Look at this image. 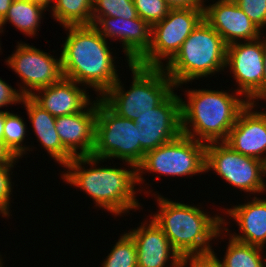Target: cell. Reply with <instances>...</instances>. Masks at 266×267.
<instances>
[{
	"label": "cell",
	"instance_id": "cell-1",
	"mask_svg": "<svg viewBox=\"0 0 266 267\" xmlns=\"http://www.w3.org/2000/svg\"><path fill=\"white\" fill-rule=\"evenodd\" d=\"M106 162V159L97 158L92 155L74 157L64 168L61 178L78 187L88 194L93 200L96 208H103L115 216L129 213V210L142 209L135 196L137 190L136 168L96 167L97 164ZM88 164V165H87ZM83 165V166H82ZM85 165L90 167L85 169ZM137 190V191H136Z\"/></svg>",
	"mask_w": 266,
	"mask_h": 267
},
{
	"label": "cell",
	"instance_id": "cell-2",
	"mask_svg": "<svg viewBox=\"0 0 266 267\" xmlns=\"http://www.w3.org/2000/svg\"><path fill=\"white\" fill-rule=\"evenodd\" d=\"M64 28L68 33L60 53L63 77L92 88L101 97L119 79L110 42L93 25Z\"/></svg>",
	"mask_w": 266,
	"mask_h": 267
},
{
	"label": "cell",
	"instance_id": "cell-3",
	"mask_svg": "<svg viewBox=\"0 0 266 267\" xmlns=\"http://www.w3.org/2000/svg\"><path fill=\"white\" fill-rule=\"evenodd\" d=\"M157 194L154 196L159 210L149 217L162 229L181 258L211 256L214 248L212 249L210 242L221 235L222 239L223 234L231 232L226 227L230 221L221 214L211 216L208 214L210 211L205 213L201 207L174 202Z\"/></svg>",
	"mask_w": 266,
	"mask_h": 267
},
{
	"label": "cell",
	"instance_id": "cell-4",
	"mask_svg": "<svg viewBox=\"0 0 266 267\" xmlns=\"http://www.w3.org/2000/svg\"><path fill=\"white\" fill-rule=\"evenodd\" d=\"M185 92L187 98H181L182 134L205 144L225 141L240 111L248 104L235 90L231 94L206 88Z\"/></svg>",
	"mask_w": 266,
	"mask_h": 267
},
{
	"label": "cell",
	"instance_id": "cell-5",
	"mask_svg": "<svg viewBox=\"0 0 266 267\" xmlns=\"http://www.w3.org/2000/svg\"><path fill=\"white\" fill-rule=\"evenodd\" d=\"M226 49L219 33L203 19L163 69L177 90L184 83L224 72Z\"/></svg>",
	"mask_w": 266,
	"mask_h": 267
},
{
	"label": "cell",
	"instance_id": "cell-6",
	"mask_svg": "<svg viewBox=\"0 0 266 267\" xmlns=\"http://www.w3.org/2000/svg\"><path fill=\"white\" fill-rule=\"evenodd\" d=\"M132 71V84L125 90L117 82L99 97L114 113L135 121L141 113L156 108L176 87L163 68L128 64Z\"/></svg>",
	"mask_w": 266,
	"mask_h": 267
},
{
	"label": "cell",
	"instance_id": "cell-7",
	"mask_svg": "<svg viewBox=\"0 0 266 267\" xmlns=\"http://www.w3.org/2000/svg\"><path fill=\"white\" fill-rule=\"evenodd\" d=\"M206 144L180 134L177 138L144 154L136 167L137 185L143 184V173L161 176H190L206 173Z\"/></svg>",
	"mask_w": 266,
	"mask_h": 267
},
{
	"label": "cell",
	"instance_id": "cell-8",
	"mask_svg": "<svg viewBox=\"0 0 266 267\" xmlns=\"http://www.w3.org/2000/svg\"><path fill=\"white\" fill-rule=\"evenodd\" d=\"M92 156L106 160L118 158L130 169L140 164L139 130L135 121L118 116L99 97Z\"/></svg>",
	"mask_w": 266,
	"mask_h": 267
},
{
	"label": "cell",
	"instance_id": "cell-9",
	"mask_svg": "<svg viewBox=\"0 0 266 267\" xmlns=\"http://www.w3.org/2000/svg\"><path fill=\"white\" fill-rule=\"evenodd\" d=\"M205 170L207 173L214 171L229 185L249 196L266 192L263 178H266V163L236 152L224 141L206 144Z\"/></svg>",
	"mask_w": 266,
	"mask_h": 267
},
{
	"label": "cell",
	"instance_id": "cell-10",
	"mask_svg": "<svg viewBox=\"0 0 266 267\" xmlns=\"http://www.w3.org/2000/svg\"><path fill=\"white\" fill-rule=\"evenodd\" d=\"M204 19V10L170 9L168 15L152 26L151 45L136 62L144 67L163 68L180 50L183 42Z\"/></svg>",
	"mask_w": 266,
	"mask_h": 267
},
{
	"label": "cell",
	"instance_id": "cell-11",
	"mask_svg": "<svg viewBox=\"0 0 266 267\" xmlns=\"http://www.w3.org/2000/svg\"><path fill=\"white\" fill-rule=\"evenodd\" d=\"M56 57L25 42L17 43L16 50L7 58L6 65L21 79L22 85L18 86L24 97H30L38 89L63 78L61 54L59 58Z\"/></svg>",
	"mask_w": 266,
	"mask_h": 267
},
{
	"label": "cell",
	"instance_id": "cell-12",
	"mask_svg": "<svg viewBox=\"0 0 266 267\" xmlns=\"http://www.w3.org/2000/svg\"><path fill=\"white\" fill-rule=\"evenodd\" d=\"M263 36L253 41L236 42L227 45L226 66L237 84L240 93L251 104L262 100L264 75Z\"/></svg>",
	"mask_w": 266,
	"mask_h": 267
},
{
	"label": "cell",
	"instance_id": "cell-13",
	"mask_svg": "<svg viewBox=\"0 0 266 267\" xmlns=\"http://www.w3.org/2000/svg\"><path fill=\"white\" fill-rule=\"evenodd\" d=\"M173 90L156 108L135 120L139 130L140 163L144 154L182 134L181 95Z\"/></svg>",
	"mask_w": 266,
	"mask_h": 267
},
{
	"label": "cell",
	"instance_id": "cell-14",
	"mask_svg": "<svg viewBox=\"0 0 266 267\" xmlns=\"http://www.w3.org/2000/svg\"><path fill=\"white\" fill-rule=\"evenodd\" d=\"M204 20L219 33L226 45L241 40L253 41L264 35L234 0H213V4L204 9Z\"/></svg>",
	"mask_w": 266,
	"mask_h": 267
},
{
	"label": "cell",
	"instance_id": "cell-15",
	"mask_svg": "<svg viewBox=\"0 0 266 267\" xmlns=\"http://www.w3.org/2000/svg\"><path fill=\"white\" fill-rule=\"evenodd\" d=\"M257 106L248 103L240 111L224 142L236 152L266 163V111H257Z\"/></svg>",
	"mask_w": 266,
	"mask_h": 267
},
{
	"label": "cell",
	"instance_id": "cell-16",
	"mask_svg": "<svg viewBox=\"0 0 266 267\" xmlns=\"http://www.w3.org/2000/svg\"><path fill=\"white\" fill-rule=\"evenodd\" d=\"M93 26L106 40H119L128 64L136 63L150 48L152 27L139 16L101 17Z\"/></svg>",
	"mask_w": 266,
	"mask_h": 267
},
{
	"label": "cell",
	"instance_id": "cell-17",
	"mask_svg": "<svg viewBox=\"0 0 266 267\" xmlns=\"http://www.w3.org/2000/svg\"><path fill=\"white\" fill-rule=\"evenodd\" d=\"M127 233L136 244L137 267H181V256L151 217Z\"/></svg>",
	"mask_w": 266,
	"mask_h": 267
},
{
	"label": "cell",
	"instance_id": "cell-18",
	"mask_svg": "<svg viewBox=\"0 0 266 267\" xmlns=\"http://www.w3.org/2000/svg\"><path fill=\"white\" fill-rule=\"evenodd\" d=\"M83 111L56 117V130L63 146L74 156L92 155L95 145L97 97Z\"/></svg>",
	"mask_w": 266,
	"mask_h": 267
},
{
	"label": "cell",
	"instance_id": "cell-19",
	"mask_svg": "<svg viewBox=\"0 0 266 267\" xmlns=\"http://www.w3.org/2000/svg\"><path fill=\"white\" fill-rule=\"evenodd\" d=\"M62 78L57 83L38 89L30 98L52 116H64L83 111L91 102L87 87Z\"/></svg>",
	"mask_w": 266,
	"mask_h": 267
},
{
	"label": "cell",
	"instance_id": "cell-20",
	"mask_svg": "<svg viewBox=\"0 0 266 267\" xmlns=\"http://www.w3.org/2000/svg\"><path fill=\"white\" fill-rule=\"evenodd\" d=\"M251 201L223 209L230 219L237 222L239 233H230L234 239L266 249V198L254 196ZM242 232V233H240Z\"/></svg>",
	"mask_w": 266,
	"mask_h": 267
},
{
	"label": "cell",
	"instance_id": "cell-21",
	"mask_svg": "<svg viewBox=\"0 0 266 267\" xmlns=\"http://www.w3.org/2000/svg\"><path fill=\"white\" fill-rule=\"evenodd\" d=\"M29 121L34 128V135L45 151L56 163L64 167L74 156L63 146L56 130V117L42 109L30 97H23Z\"/></svg>",
	"mask_w": 266,
	"mask_h": 267
},
{
	"label": "cell",
	"instance_id": "cell-22",
	"mask_svg": "<svg viewBox=\"0 0 266 267\" xmlns=\"http://www.w3.org/2000/svg\"><path fill=\"white\" fill-rule=\"evenodd\" d=\"M44 11L50 10L29 0H13L5 17L0 21V34L4 32L3 26L8 22L24 33L23 35L37 36Z\"/></svg>",
	"mask_w": 266,
	"mask_h": 267
},
{
	"label": "cell",
	"instance_id": "cell-23",
	"mask_svg": "<svg viewBox=\"0 0 266 267\" xmlns=\"http://www.w3.org/2000/svg\"><path fill=\"white\" fill-rule=\"evenodd\" d=\"M229 236V242L223 259L216 256L215 251L211 256L221 267H264L265 249L240 242Z\"/></svg>",
	"mask_w": 266,
	"mask_h": 267
},
{
	"label": "cell",
	"instance_id": "cell-24",
	"mask_svg": "<svg viewBox=\"0 0 266 267\" xmlns=\"http://www.w3.org/2000/svg\"><path fill=\"white\" fill-rule=\"evenodd\" d=\"M93 0H54L53 19L64 26L91 25Z\"/></svg>",
	"mask_w": 266,
	"mask_h": 267
},
{
	"label": "cell",
	"instance_id": "cell-25",
	"mask_svg": "<svg viewBox=\"0 0 266 267\" xmlns=\"http://www.w3.org/2000/svg\"><path fill=\"white\" fill-rule=\"evenodd\" d=\"M25 123L20 115L5 111L3 143L18 159L30 152L29 145L23 144L28 129Z\"/></svg>",
	"mask_w": 266,
	"mask_h": 267
},
{
	"label": "cell",
	"instance_id": "cell-26",
	"mask_svg": "<svg viewBox=\"0 0 266 267\" xmlns=\"http://www.w3.org/2000/svg\"><path fill=\"white\" fill-rule=\"evenodd\" d=\"M121 235L104 259L101 267H137L136 244L127 232Z\"/></svg>",
	"mask_w": 266,
	"mask_h": 267
},
{
	"label": "cell",
	"instance_id": "cell-27",
	"mask_svg": "<svg viewBox=\"0 0 266 267\" xmlns=\"http://www.w3.org/2000/svg\"><path fill=\"white\" fill-rule=\"evenodd\" d=\"M101 17L135 19L138 15L133 0H93L91 25Z\"/></svg>",
	"mask_w": 266,
	"mask_h": 267
},
{
	"label": "cell",
	"instance_id": "cell-28",
	"mask_svg": "<svg viewBox=\"0 0 266 267\" xmlns=\"http://www.w3.org/2000/svg\"><path fill=\"white\" fill-rule=\"evenodd\" d=\"M133 3L137 15L151 27L163 20L171 9L164 0H133Z\"/></svg>",
	"mask_w": 266,
	"mask_h": 267
},
{
	"label": "cell",
	"instance_id": "cell-29",
	"mask_svg": "<svg viewBox=\"0 0 266 267\" xmlns=\"http://www.w3.org/2000/svg\"><path fill=\"white\" fill-rule=\"evenodd\" d=\"M14 165H0V215L2 217L8 218L11 215L10 203H11V196L12 195V171Z\"/></svg>",
	"mask_w": 266,
	"mask_h": 267
},
{
	"label": "cell",
	"instance_id": "cell-30",
	"mask_svg": "<svg viewBox=\"0 0 266 267\" xmlns=\"http://www.w3.org/2000/svg\"><path fill=\"white\" fill-rule=\"evenodd\" d=\"M251 21L264 33L266 28V0H234Z\"/></svg>",
	"mask_w": 266,
	"mask_h": 267
},
{
	"label": "cell",
	"instance_id": "cell-31",
	"mask_svg": "<svg viewBox=\"0 0 266 267\" xmlns=\"http://www.w3.org/2000/svg\"><path fill=\"white\" fill-rule=\"evenodd\" d=\"M23 97L18 89L16 90L0 78V108L21 104Z\"/></svg>",
	"mask_w": 266,
	"mask_h": 267
},
{
	"label": "cell",
	"instance_id": "cell-32",
	"mask_svg": "<svg viewBox=\"0 0 266 267\" xmlns=\"http://www.w3.org/2000/svg\"><path fill=\"white\" fill-rule=\"evenodd\" d=\"M181 267H221L212 256L182 258Z\"/></svg>",
	"mask_w": 266,
	"mask_h": 267
},
{
	"label": "cell",
	"instance_id": "cell-33",
	"mask_svg": "<svg viewBox=\"0 0 266 267\" xmlns=\"http://www.w3.org/2000/svg\"><path fill=\"white\" fill-rule=\"evenodd\" d=\"M171 9H199L204 10L206 0H164Z\"/></svg>",
	"mask_w": 266,
	"mask_h": 267
},
{
	"label": "cell",
	"instance_id": "cell-34",
	"mask_svg": "<svg viewBox=\"0 0 266 267\" xmlns=\"http://www.w3.org/2000/svg\"><path fill=\"white\" fill-rule=\"evenodd\" d=\"M17 160L19 161L5 144L0 141V165H17Z\"/></svg>",
	"mask_w": 266,
	"mask_h": 267
},
{
	"label": "cell",
	"instance_id": "cell-35",
	"mask_svg": "<svg viewBox=\"0 0 266 267\" xmlns=\"http://www.w3.org/2000/svg\"><path fill=\"white\" fill-rule=\"evenodd\" d=\"M263 60H264V75L262 80V100L266 101V37L263 36Z\"/></svg>",
	"mask_w": 266,
	"mask_h": 267
},
{
	"label": "cell",
	"instance_id": "cell-36",
	"mask_svg": "<svg viewBox=\"0 0 266 267\" xmlns=\"http://www.w3.org/2000/svg\"><path fill=\"white\" fill-rule=\"evenodd\" d=\"M13 0H0V21L5 17Z\"/></svg>",
	"mask_w": 266,
	"mask_h": 267
},
{
	"label": "cell",
	"instance_id": "cell-37",
	"mask_svg": "<svg viewBox=\"0 0 266 267\" xmlns=\"http://www.w3.org/2000/svg\"><path fill=\"white\" fill-rule=\"evenodd\" d=\"M5 111L0 110V141L3 142Z\"/></svg>",
	"mask_w": 266,
	"mask_h": 267
},
{
	"label": "cell",
	"instance_id": "cell-38",
	"mask_svg": "<svg viewBox=\"0 0 266 267\" xmlns=\"http://www.w3.org/2000/svg\"><path fill=\"white\" fill-rule=\"evenodd\" d=\"M29 1L34 2V3H38L42 6H44L46 9H48V7L50 9L51 8L50 4L53 5V3H54V0H29Z\"/></svg>",
	"mask_w": 266,
	"mask_h": 267
},
{
	"label": "cell",
	"instance_id": "cell-39",
	"mask_svg": "<svg viewBox=\"0 0 266 267\" xmlns=\"http://www.w3.org/2000/svg\"><path fill=\"white\" fill-rule=\"evenodd\" d=\"M1 256H2V255H0V267H4V266H3V263H4V262H2V261H3V259H2V257H1Z\"/></svg>",
	"mask_w": 266,
	"mask_h": 267
},
{
	"label": "cell",
	"instance_id": "cell-40",
	"mask_svg": "<svg viewBox=\"0 0 266 267\" xmlns=\"http://www.w3.org/2000/svg\"><path fill=\"white\" fill-rule=\"evenodd\" d=\"M264 267H266V254L264 255Z\"/></svg>",
	"mask_w": 266,
	"mask_h": 267
}]
</instances>
